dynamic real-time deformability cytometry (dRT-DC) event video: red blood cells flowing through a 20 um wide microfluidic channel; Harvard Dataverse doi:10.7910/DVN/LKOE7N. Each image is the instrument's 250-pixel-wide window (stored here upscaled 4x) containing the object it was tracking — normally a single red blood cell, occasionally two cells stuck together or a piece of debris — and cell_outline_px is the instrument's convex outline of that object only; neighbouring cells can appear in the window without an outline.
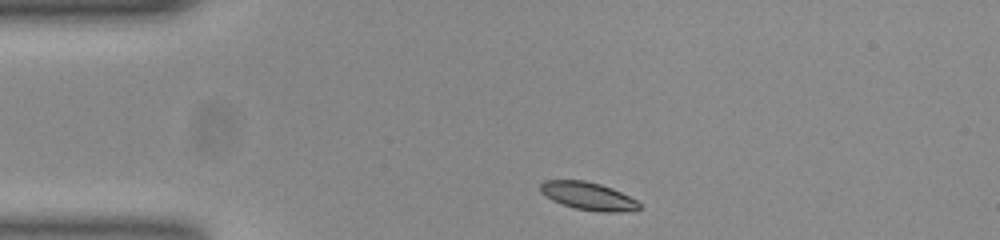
{"species": "common noctule bat (a hibernating species)", "species_latin": "Nyctalus noctula", "temperature_condition": "room temperature", "stored_images_in_passage": 37, "camera_frame_rate_fps": 3000, "um_per_image_px": 0.085, "animal": {"sex": "female", "body_mass_g": 23.0, "forearm_length_mm": 53.4}, "frame": {"image": 1, "passage_image": 1, "time_ms": 0.0, "image_size_px": [1000, 240], "cell_outline_px": [[640, 208], [616, 212], [600, 212], [576, 208], [552, 200], [540, 192], [540, 184], [544, 180], [584, 180], [600, 184], [612, 188], [636, 200], [640, 204]], "centroid_in_image_um": [49.96, 16.65], "position_along_channel_um": 35.0, "area_um2": 15.78}}
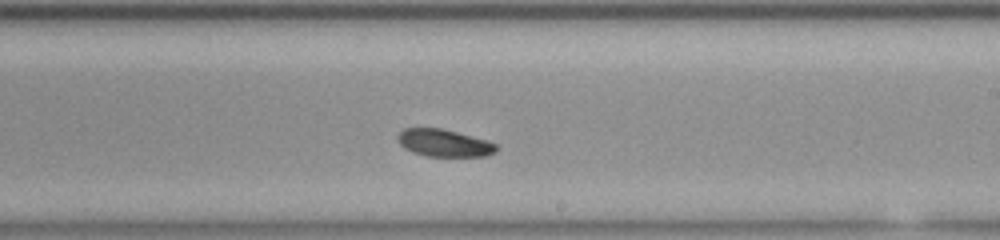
{"frame": {"image": 2, "passage_image": 21, "time_ms": 6.667, "image_size_px": [1000, 240], "cell_outline_px": [[496, 152], [488, 156], [428, 156], [412, 152], [404, 148], [400, 144], [396, 136], [404, 128], [440, 128], [488, 140], [496, 144]], "centroid_in_image_um": [37.74, 12.15], "position_along_channel_um": 251.3, "area_um2": 15.66}}
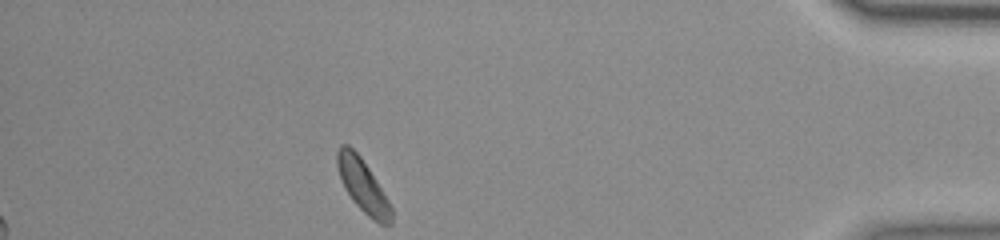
{"frame": {"image": 3, "passage_image": 37, "time_ms": 12.0, "image_size_px": [1000, 240], "cell_outline_px": [[392, 224], [380, 224], [368, 216], [352, 200], [340, 176], [336, 164], [336, 152], [340, 144], [348, 144], [360, 156], [376, 180], [388, 200], [392, 208]], "centroid_in_image_um": [30.84, 15.76], "position_along_channel_um": 404.4, "area_um2": 16.36}, "authors_computed_cell_mechanics": {"area_um2": 16.3574, "velocity_mm_per_s": 3.8205, "shape_relaxation_time_tau1_ms": 0.9101, "shape_relaxation_time_tau2_ms": null, "deformation_change_tau1": 0.0621, "deformation_change_tau2": null}}